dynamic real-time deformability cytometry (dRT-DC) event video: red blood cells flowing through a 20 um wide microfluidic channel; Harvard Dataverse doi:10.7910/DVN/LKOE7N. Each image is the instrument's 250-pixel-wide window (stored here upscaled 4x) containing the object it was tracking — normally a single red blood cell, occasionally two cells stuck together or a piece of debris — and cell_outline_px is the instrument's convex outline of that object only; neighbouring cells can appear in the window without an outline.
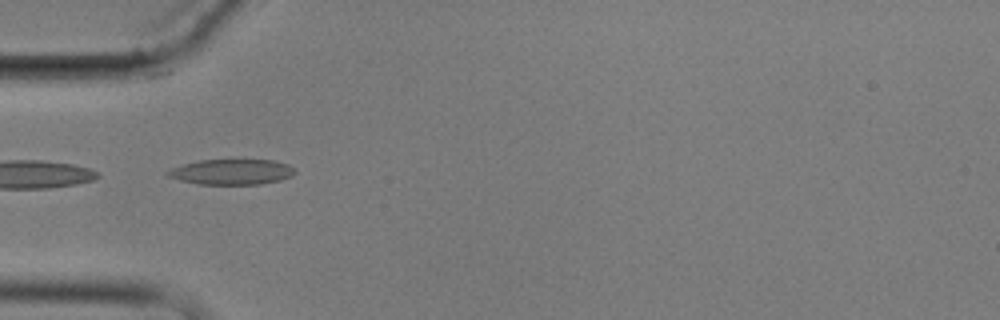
{"species": "common noctule bat (a hibernating species)", "species_latin": "Nyctalus noctula", "temperature_condition": "cold", "stored_images_in_passage": 6, "camera_frame_rate_fps": 3000, "um_per_image_px": 0.085, "animal": {"sex": "male", "body_mass_g": 17.9}, "frame": {"image": 1, "passage_image": 5, "time_ms": 5.667, "image_size_px": [1000, 320], "cell_outline_px": [[296, 172], [292, 176], [280, 180], [260, 184], [200, 184], [180, 180], [168, 176], [164, 172], [172, 168], [184, 164], [200, 160], [272, 160], [288, 164], [296, 168]], "centroid_in_image_um": [19.73, 14.61], "position_along_channel_um": 65.3, "area_um2": 18.79}}